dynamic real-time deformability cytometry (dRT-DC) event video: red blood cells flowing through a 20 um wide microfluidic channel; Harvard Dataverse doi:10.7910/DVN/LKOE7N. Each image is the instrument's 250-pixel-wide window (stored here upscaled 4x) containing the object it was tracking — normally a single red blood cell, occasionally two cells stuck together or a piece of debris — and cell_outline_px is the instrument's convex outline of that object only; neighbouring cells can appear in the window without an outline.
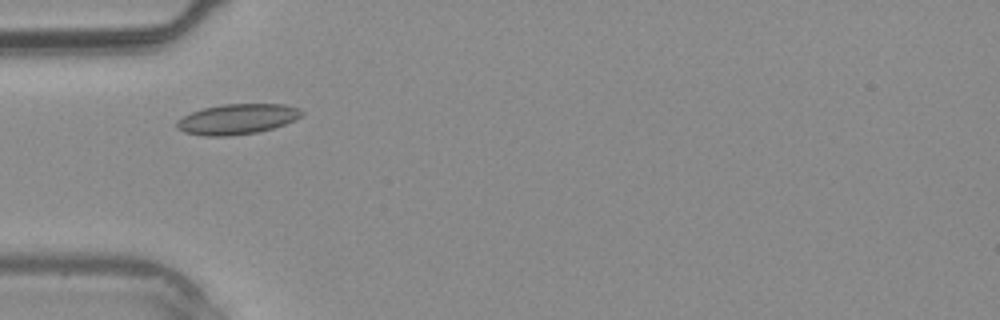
{"species": "common noctule bat (a hibernating species)", "species_latin": "Nyctalus noctula", "temperature_condition": "warm", "stored_images_in_passage": 3, "camera_frame_rate_fps": 3000, "um_per_image_px": 0.085, "animal": {"sex": "male", "body_mass_g": 20.4}, "frame": {"image": 1, "passage_image": 3, "time_ms": 2.333, "image_size_px": [1000, 320], "cell_outline_px": [[304, 112], [296, 120], [272, 128], [256, 132], [232, 136], [204, 136], [184, 132], [176, 128], [176, 120], [192, 112], [204, 108], [224, 104], [284, 104], [300, 108]], "centroid_in_image_um": [20.16, 10.12], "position_along_channel_um": 64.8, "area_um2": 22.08}}